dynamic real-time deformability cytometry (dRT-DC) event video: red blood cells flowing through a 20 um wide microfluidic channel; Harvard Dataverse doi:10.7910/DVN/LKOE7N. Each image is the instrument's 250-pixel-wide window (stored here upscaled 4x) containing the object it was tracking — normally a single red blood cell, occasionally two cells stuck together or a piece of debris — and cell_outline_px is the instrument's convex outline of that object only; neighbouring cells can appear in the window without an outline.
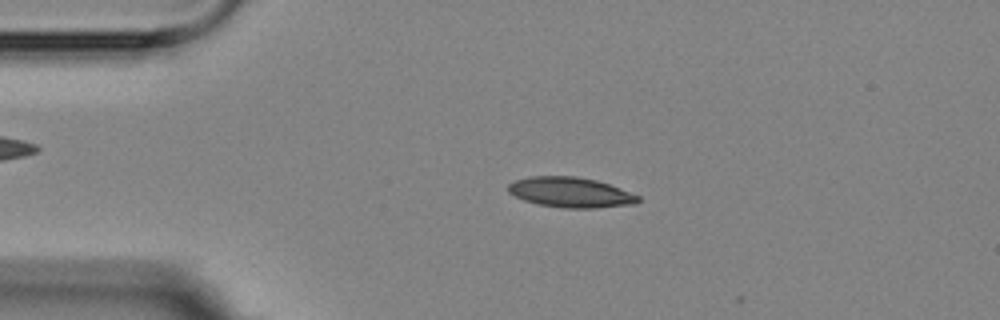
{"species": "Egyptian fruit bat (a non-hibernating species)", "species_latin": "Rousettus aegyptiacus", "temperature_condition": "room temperature", "stored_images_in_passage": 5, "camera_frame_rate_fps": 3000, "um_per_image_px": 0.085, "animal": {"sex": "female"}, "frame": {"image": 1, "passage_image": 3, "time_ms": 2.333, "image_size_px": [1000, 320], "cell_outline_px": [[640, 200], [636, 204], [596, 208], [564, 208], [540, 204], [524, 200], [508, 192], [508, 184], [516, 180], [528, 176], [576, 176], [596, 180], [608, 184], [640, 196]], "centroid_in_image_um": [48.5, 16.35], "position_along_channel_um": 36.5, "area_um2": 22.77}}